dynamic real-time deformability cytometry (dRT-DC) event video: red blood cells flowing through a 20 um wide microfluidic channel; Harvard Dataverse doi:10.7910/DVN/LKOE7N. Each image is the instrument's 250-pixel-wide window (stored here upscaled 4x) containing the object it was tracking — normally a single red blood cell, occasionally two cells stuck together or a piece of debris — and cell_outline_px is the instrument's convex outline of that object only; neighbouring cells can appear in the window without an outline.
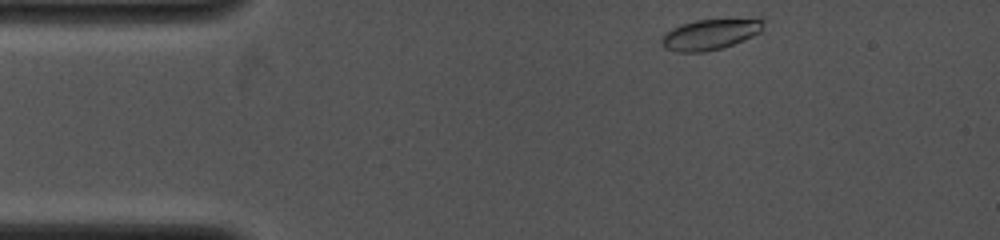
{"species": "common noctule bat (a hibernating species)", "species_latin": "Nyctalus noctula", "temperature_condition": "cold", "stored_images_in_passage": 34, "camera_frame_rate_fps": 4000, "um_per_image_px": 0.085, "animal": {"sex": "female", "body_mass_g": 19.0, "forearm_length_mm": 53.3}, "frame": {"image": 1, "passage_image": 1, "time_ms": 0.0, "image_size_px": [1000, 240], "cell_outline_px": [[764, 20], [760, 32], [744, 40], [720, 48], [704, 52], [676, 52], [664, 48], [660, 44], [660, 40], [672, 28], [680, 24], [696, 20]], "centroid_in_image_um": [60.27, 2.95], "position_along_channel_um": 24.7, "area_um2": 17.69}}
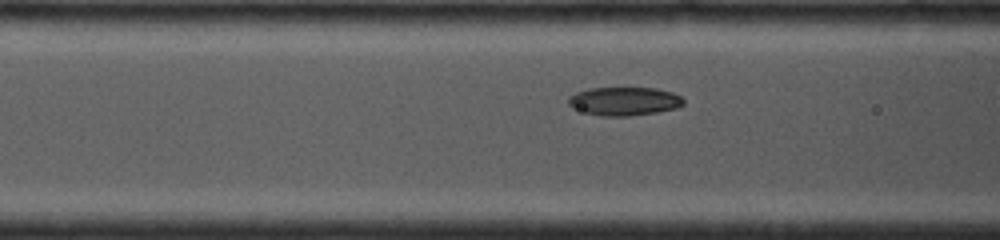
{"frame": {"image": 2, "passage_image": 21, "time_ms": 3.5, "image_size_px": [1000, 240], "cell_outline_px": [[684, 104], [676, 108], [656, 112], [628, 116], [600, 116], [584, 112], [572, 108], [568, 104], [568, 96], [576, 92], [588, 88], [656, 88], [672, 92], [680, 96], [684, 100]], "centroid_in_image_um": [53.03, 8.6], "position_along_channel_um": 113.6, "area_um2": 19.19}}
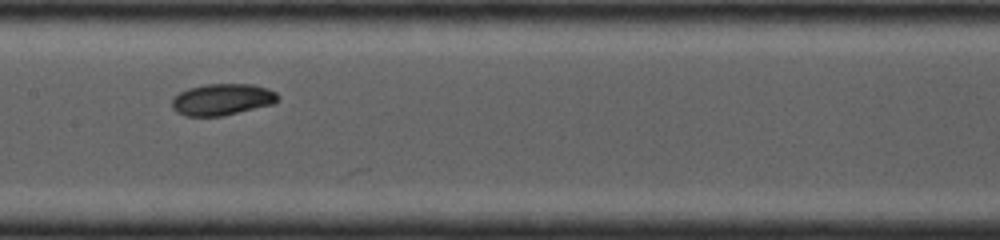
{"frame": {"image": 3, "passage_image": 32, "time_ms": 5.25, "image_size_px": [1000, 240], "cell_outline_px": [[280, 96], [272, 104], [224, 116], [184, 116], [176, 112], [172, 108], [172, 100], [180, 92], [188, 88], [204, 84], [252, 84], [268, 88], [276, 92]], "centroid_in_image_um": [18.88, 8.45], "position_along_channel_um": 188.5, "area_um2": 19.54}}